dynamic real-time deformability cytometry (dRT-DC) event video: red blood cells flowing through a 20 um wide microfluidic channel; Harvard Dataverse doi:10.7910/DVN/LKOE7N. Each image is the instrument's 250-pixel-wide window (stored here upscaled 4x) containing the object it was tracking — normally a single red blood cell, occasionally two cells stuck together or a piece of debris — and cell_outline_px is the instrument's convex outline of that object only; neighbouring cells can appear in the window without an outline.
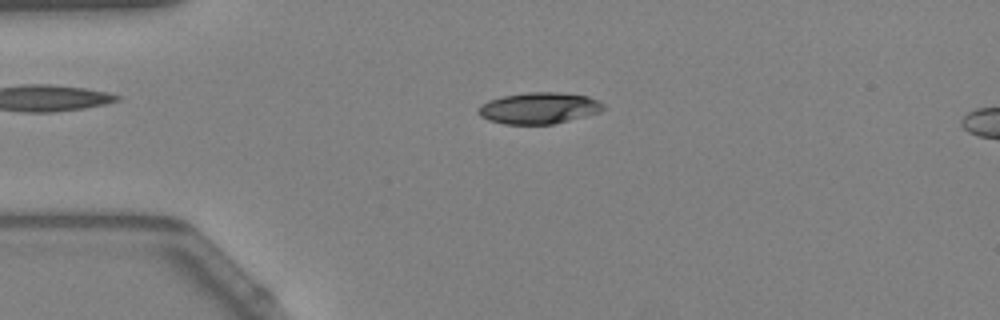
{"species": "Egyptian fruit bat (a non-hibernating species)", "species_latin": "Rousettus aegyptiacus", "temperature_condition": "warm", "stored_images_in_passage": 33, "camera_frame_rate_fps": 3000, "um_per_image_px": 0.085, "animal": {"sex": "female"}, "frame": {"image": 1, "passage_image": 6, "time_ms": 1.667, "image_size_px": [1000, 320], "cell_outline_px": [[604, 108], [600, 112], [552, 124], [504, 124], [488, 120], [480, 116], [476, 112], [480, 104], [488, 100], [504, 96], [528, 92], [556, 92], [588, 96], [604, 104]], "centroid_in_image_um": [45.76, 9.19], "position_along_channel_um": 39.2, "area_um2": 22.77}}